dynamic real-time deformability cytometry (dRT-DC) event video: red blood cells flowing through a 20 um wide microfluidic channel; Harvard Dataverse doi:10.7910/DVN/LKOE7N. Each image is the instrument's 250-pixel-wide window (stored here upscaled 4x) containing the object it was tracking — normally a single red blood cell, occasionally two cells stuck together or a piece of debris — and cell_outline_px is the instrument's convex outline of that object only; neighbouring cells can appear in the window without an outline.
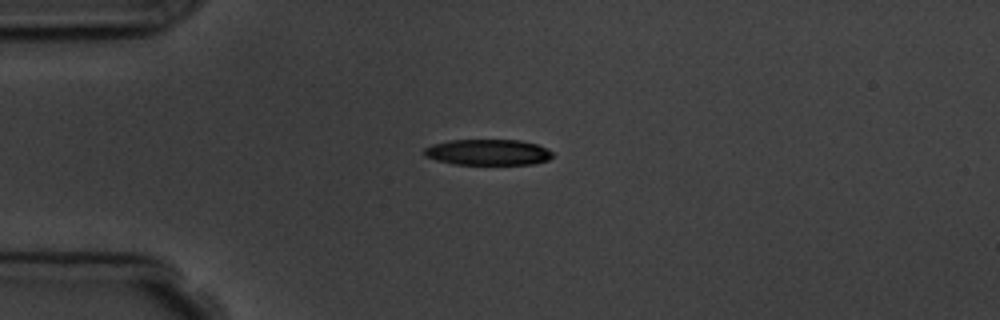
{"species": "common noctule bat (a hibernating species)", "species_latin": "Nyctalus noctula", "temperature_condition": "room temperature", "stored_images_in_passage": 8, "camera_frame_rate_fps": 3000, "um_per_image_px": 0.085, "animal": {"sex": "male", "body_mass_g": 19.5, "forearm_length_mm": 54.6}, "frame": {"image": 1, "passage_image": 1, "time_ms": 0.0, "image_size_px": [1000, 320], "cell_outline_px": [[552, 156], [548, 160], [532, 164], [452, 164], [436, 160], [424, 156], [424, 148], [432, 144], [448, 140], [520, 140], [536, 144], [548, 148], [552, 152]], "centroid_in_image_um": [41.46, 12.94], "position_along_channel_um": 43.5, "area_um2": 19.42}}
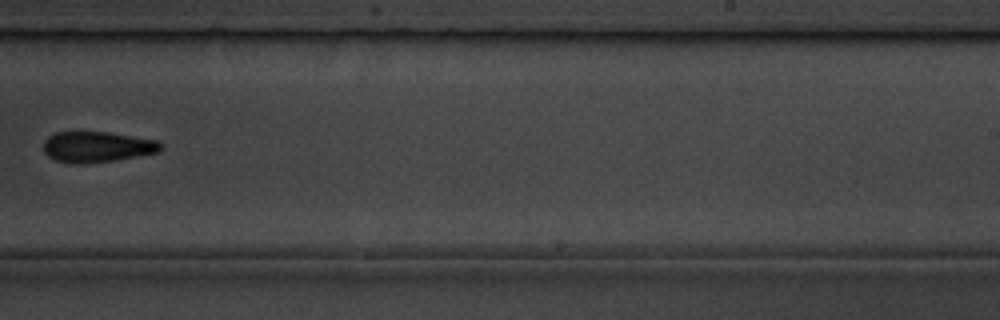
{"frame": {"image": 2, "passage_image": 7, "time_ms": 7.0, "image_size_px": [1000, 320], "cell_outline_px": [[164, 144], [160, 152], [112, 160], [84, 164], [72, 164], [56, 160], [48, 156], [44, 152], [44, 140], [48, 136], [56, 132], [108, 132], [156, 140]], "centroid_in_image_um": [8.24, 12.48], "position_along_channel_um": 280.8, "area_um2": 20.98}}